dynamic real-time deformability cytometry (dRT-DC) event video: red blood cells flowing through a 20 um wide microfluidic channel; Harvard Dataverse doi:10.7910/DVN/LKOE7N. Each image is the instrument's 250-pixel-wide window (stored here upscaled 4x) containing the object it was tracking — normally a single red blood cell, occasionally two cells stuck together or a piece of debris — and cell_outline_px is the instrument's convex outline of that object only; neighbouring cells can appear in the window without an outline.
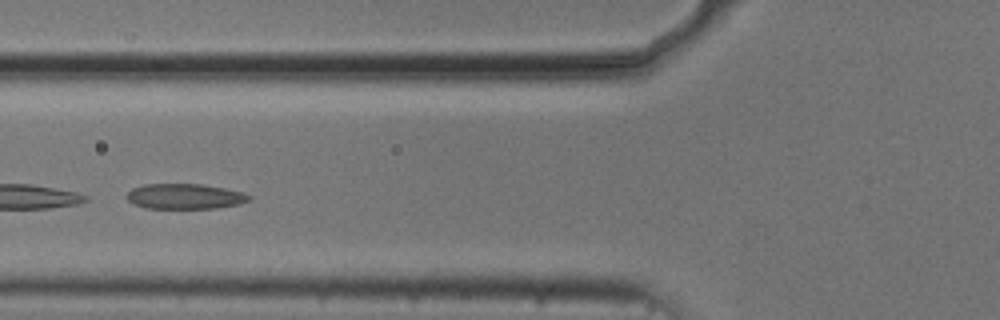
{"species": "common noctule bat (a hibernating species)", "species_latin": "Nyctalus noctula", "temperature_condition": "cold", "stored_images_in_passage": 23, "camera_frame_rate_fps": 3000, "um_per_image_px": 0.085, "animal": {"sex": "male", "body_mass_g": 20.5, "forearm_length_mm": 52.5}, "frame": {"image": 1, "passage_image": 17, "time_ms": 5.333, "image_size_px": [1000, 320], "cell_outline_px": [[252, 196], [248, 200], [240, 204], [216, 208], [144, 208], [132, 204], [124, 196], [132, 188], [144, 184], [200, 184], [224, 188], [244, 192]], "centroid_in_image_um": [15.68, 16.69], "position_along_channel_um": 110.1, "area_um2": 18.15}}